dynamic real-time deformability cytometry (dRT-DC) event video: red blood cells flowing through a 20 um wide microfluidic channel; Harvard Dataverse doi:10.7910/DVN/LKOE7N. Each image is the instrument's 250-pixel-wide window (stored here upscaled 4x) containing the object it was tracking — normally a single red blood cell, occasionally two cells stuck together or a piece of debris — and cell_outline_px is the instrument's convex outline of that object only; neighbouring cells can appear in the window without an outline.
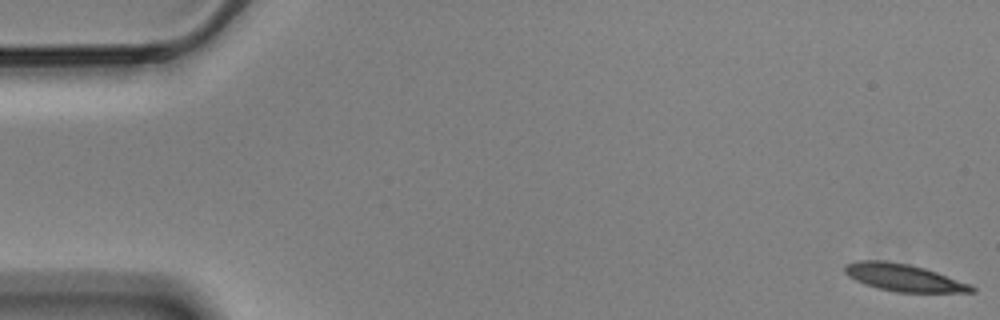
{"species": "Egyptian fruit bat (a non-hibernating species)", "species_latin": "Rousettus aegyptiacus", "temperature_condition": "cold", "stored_images_in_passage": 57, "camera_frame_rate_fps": 3000, "um_per_image_px": 0.085, "animal": {"sex": "male"}, "frame": {"image": 1, "passage_image": 1, "time_ms": 0.0, "image_size_px": [1000, 320], "cell_outline_px": [[976, 292], [896, 292], [876, 288], [864, 284], [848, 276], [844, 272], [844, 264], [856, 260], [888, 260], [908, 264], [924, 268], [972, 284], [976, 288]], "centroid_in_image_um": [76.79, 23.59], "position_along_channel_um": 8.2, "area_um2": 20.35}}
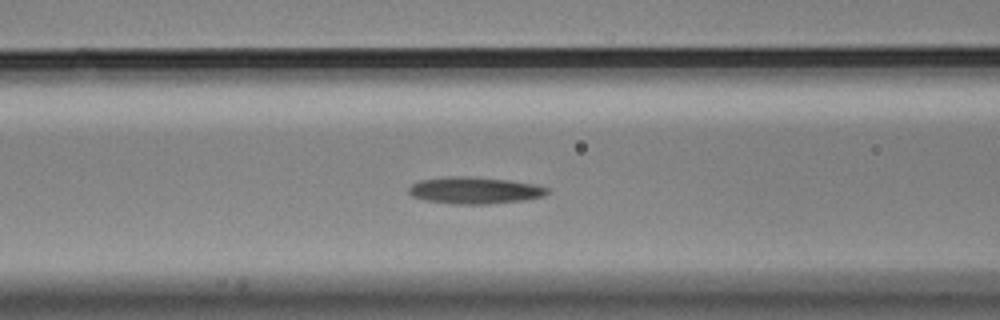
{"frame": {"image": 2, "passage_image": 23, "time_ms": 7.333, "image_size_px": [1000, 320], "cell_outline_px": [[548, 192], [544, 196], [524, 200], [488, 204], [452, 204], [424, 200], [412, 196], [408, 192], [408, 188], [412, 184], [420, 180], [448, 176], [472, 176], [508, 180], [536, 184], [548, 188]], "centroid_in_image_um": [40.33, 16.18], "position_along_channel_um": 126.3, "area_um2": 21.79}}
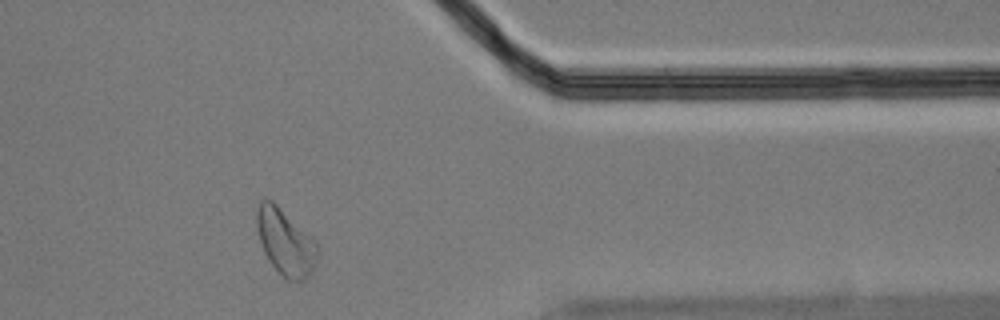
{"frame": {"image": 3, "passage_image": 47, "time_ms": 15.333, "image_size_px": [1000, 320], "cell_outline_px": [[320, 252], [316, 264], [312, 272], [304, 280], [288, 280], [268, 260], [264, 252], [256, 228], [256, 208], [260, 200], [264, 196], [272, 200], [316, 240]], "centroid_in_image_um": [24.27, 20.54], "position_along_channel_um": 387.1, "area_um2": 23.7}, "authors_computed_cell_mechanics": {"area_um2": 20.9236, "velocity_mm_per_s": 3.4747, "shape_relaxation_time_tau1_ms": 8.742, "shape_relaxation_time_tau2_ms": 9.9671, "deformation_change_tau1": 0.1865, "deformation_change_tau2": 0.2071}}